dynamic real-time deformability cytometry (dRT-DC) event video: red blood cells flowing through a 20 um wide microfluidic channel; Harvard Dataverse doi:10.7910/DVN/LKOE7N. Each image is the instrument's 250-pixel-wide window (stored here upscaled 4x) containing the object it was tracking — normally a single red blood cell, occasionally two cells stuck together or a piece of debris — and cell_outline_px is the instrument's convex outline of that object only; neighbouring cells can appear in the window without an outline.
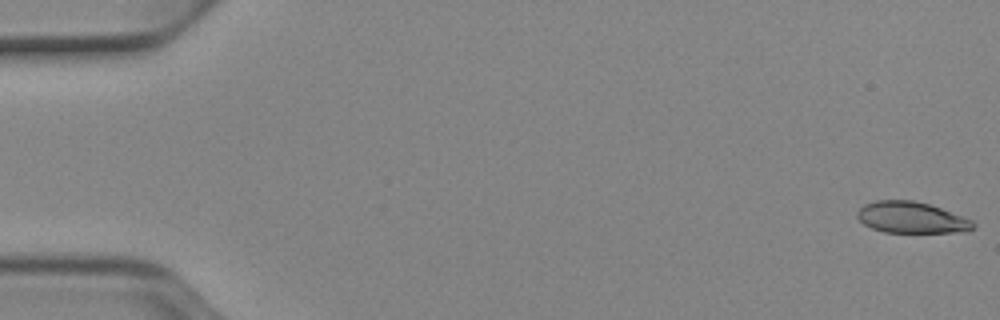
{"species": "Egyptian fruit bat (a non-hibernating species)", "species_latin": "Rousettus aegyptiacus", "temperature_condition": "cold", "stored_images_in_passage": 52, "camera_frame_rate_fps": 3000, "um_per_image_px": 0.085, "animal": {"sex": "female"}, "frame": {"image": 1, "passage_image": 1, "time_ms": 0.0, "image_size_px": [1000, 320], "cell_outline_px": [[976, 228], [968, 232], [884, 232], [872, 228], [864, 224], [856, 216], [856, 212], [864, 204], [876, 200], [912, 200], [928, 204], [940, 208], [972, 220], [976, 224]], "centroid_in_image_um": [77.48, 18.49], "position_along_channel_um": 7.5, "area_um2": 21.15}}
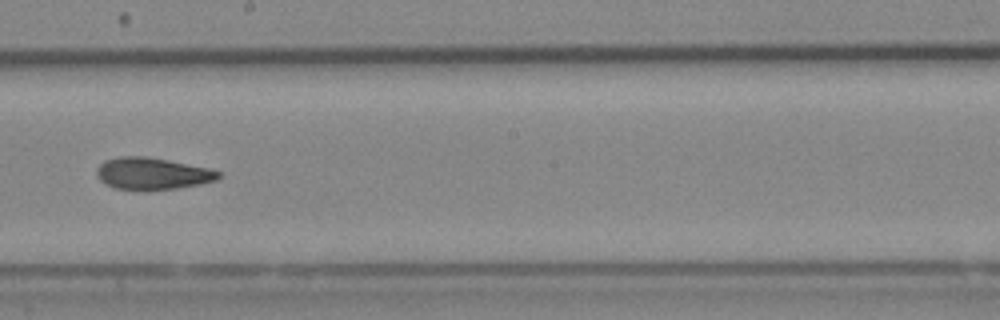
{"frame": {"image": 2, "passage_image": 30, "time_ms": 9.667, "image_size_px": [1000, 320], "cell_outline_px": [[224, 176], [216, 180], [200, 184], [176, 188], [144, 192], [140, 192], [116, 188], [100, 180], [96, 172], [96, 168], [104, 160], [120, 156], [144, 156], [168, 160], [208, 168], [220, 172]], "centroid_in_image_um": [12.94, 14.77], "position_along_channel_um": 235.3, "area_um2": 23.0}}
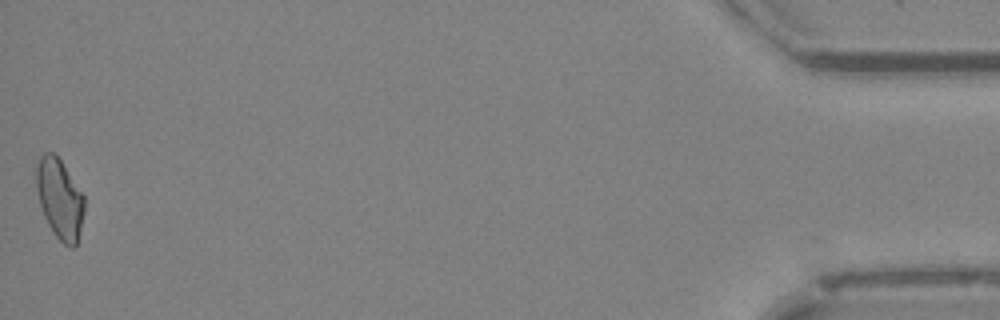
{"frame": {"image": 3, "passage_image": 52, "time_ms": 17.0, "image_size_px": [1000, 320], "cell_outline_px": [[84, 212], [76, 244], [72, 248], [64, 244], [56, 236], [48, 224], [44, 216], [40, 204], [36, 188], [36, 168], [40, 156], [44, 152], [52, 152], [60, 160], [84, 196]], "centroid_in_image_um": [5.06, 16.89], "position_along_channel_um": 430.1, "area_um2": 21.96}, "authors_computed_cell_mechanics": {"area_um2": 22.5131, "velocity_mm_per_s": 3.9146, "shape_relaxation_time_tau1_ms": 7.2028, "shape_relaxation_time_tau2_ms": 2.957, "deformation_change_tau1": 0.1679, "deformation_change_tau2": 0.0979}}